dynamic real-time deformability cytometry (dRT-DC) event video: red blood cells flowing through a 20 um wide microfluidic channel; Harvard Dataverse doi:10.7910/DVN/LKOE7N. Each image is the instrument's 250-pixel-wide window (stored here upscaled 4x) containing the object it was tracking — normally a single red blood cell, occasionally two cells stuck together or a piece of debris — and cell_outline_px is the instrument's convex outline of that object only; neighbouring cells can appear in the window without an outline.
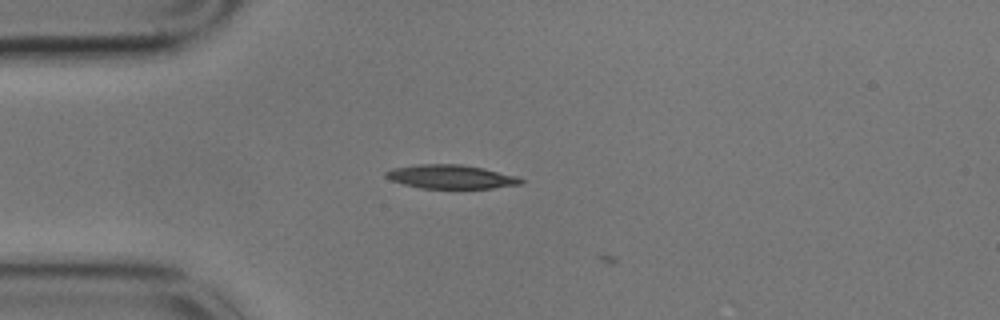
{"species": "common noctule bat (a hibernating species)", "species_latin": "Nyctalus noctula", "temperature_condition": "cold", "stored_images_in_passage": 7, "camera_frame_rate_fps": 3000, "um_per_image_px": 0.085, "animal": {"sex": "male", "body_mass_g": 17.9}, "frame": {"image": 1, "passage_image": 6, "time_ms": 1.667, "image_size_px": [1000, 320], "cell_outline_px": [[524, 180], [520, 184], [492, 188], [420, 188], [404, 184], [392, 180], [384, 176], [384, 172], [392, 168], [416, 164], [460, 164], [484, 168], [516, 176]], "centroid_in_image_um": [38.29, 15.01], "position_along_channel_um": 46.7, "area_um2": 18.67}}